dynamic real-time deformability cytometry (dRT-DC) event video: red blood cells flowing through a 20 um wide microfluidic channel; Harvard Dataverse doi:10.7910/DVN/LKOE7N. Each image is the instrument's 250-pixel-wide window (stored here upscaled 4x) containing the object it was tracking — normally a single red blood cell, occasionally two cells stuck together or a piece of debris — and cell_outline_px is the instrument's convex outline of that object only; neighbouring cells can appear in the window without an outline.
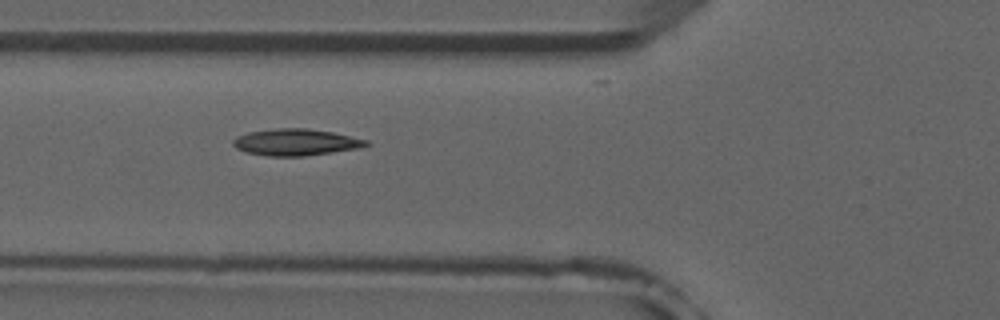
{"species": "common noctule bat (a hibernating species)", "species_latin": "Nyctalus noctula", "temperature_condition": "room temperature", "stored_images_in_passage": 3, "camera_frame_rate_fps": 3000, "um_per_image_px": 0.085, "animal": {"sex": "male", "forearm_length_mm": 52.5}, "frame": {"image": 1, "passage_image": 2, "time_ms": 1.0, "image_size_px": [1000, 320], "cell_outline_px": [[372, 144], [360, 148], [304, 156], [268, 156], [244, 152], [236, 148], [232, 144], [232, 140], [236, 136], [248, 132], [276, 128], [304, 128], [332, 132], [368, 140]], "centroid_in_image_um": [25.12, 12.09], "position_along_channel_um": 100.7, "area_um2": 20.75}}
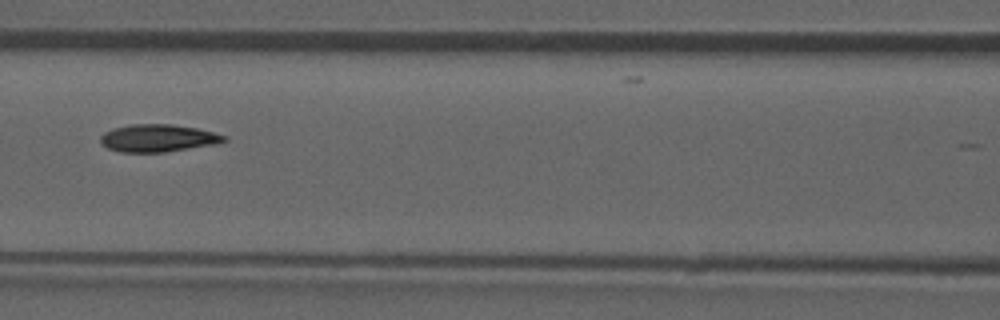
{"frame": {"image": 2, "passage_image": 3, "time_ms": 2.333, "image_size_px": [1000, 320], "cell_outline_px": [[228, 140], [220, 144], [164, 152], [120, 152], [108, 148], [100, 140], [100, 136], [104, 132], [128, 124], [172, 124], [196, 128], [228, 136]], "centroid_in_image_um": [13.49, 11.74], "position_along_channel_um": 153.1, "area_um2": 19.88}}